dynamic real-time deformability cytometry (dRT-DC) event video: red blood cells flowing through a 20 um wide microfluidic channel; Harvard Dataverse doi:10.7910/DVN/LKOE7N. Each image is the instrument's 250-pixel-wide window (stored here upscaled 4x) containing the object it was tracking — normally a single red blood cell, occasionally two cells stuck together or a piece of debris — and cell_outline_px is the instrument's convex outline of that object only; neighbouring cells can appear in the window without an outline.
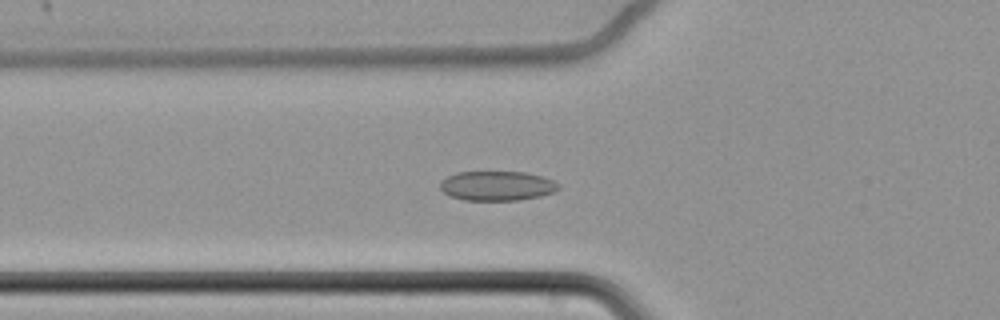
{"species": "common noctule bat (a hibernating species)", "species_latin": "Nyctalus noctula", "temperature_condition": "cold", "stored_images_in_passage": 65, "camera_frame_rate_fps": 3000, "um_per_image_px": 0.085, "animal": {"sex": "female", "body_mass_g": 22.7, "forearm_length_mm": 54.2}, "frame": {"image": 1, "passage_image": 27, "time_ms": 8.667, "image_size_px": [1000, 320], "cell_outline_px": [[560, 188], [552, 192], [540, 196], [516, 200], [464, 200], [452, 196], [444, 192], [440, 188], [440, 180], [456, 172], [524, 172], [544, 176], [560, 184]], "centroid_in_image_um": [42.25, 15.79], "position_along_channel_um": 83.6, "area_um2": 20.35}}
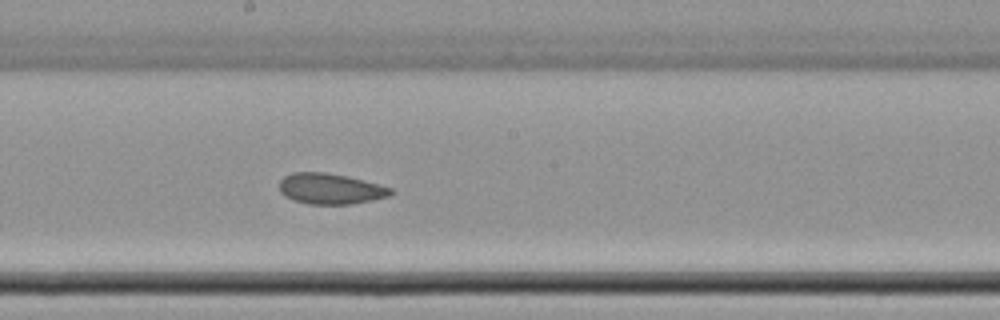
{"frame": {"image": 2, "passage_image": 39, "time_ms": 12.667, "image_size_px": [1000, 320], "cell_outline_px": [[396, 192], [388, 196], [372, 200], [352, 204], [308, 204], [284, 196], [280, 192], [280, 180], [284, 176], [292, 172], [324, 172], [348, 176], [380, 184], [392, 188]], "centroid_in_image_um": [28.11, 16.04], "position_along_channel_um": 220.1, "area_um2": 20.06}}
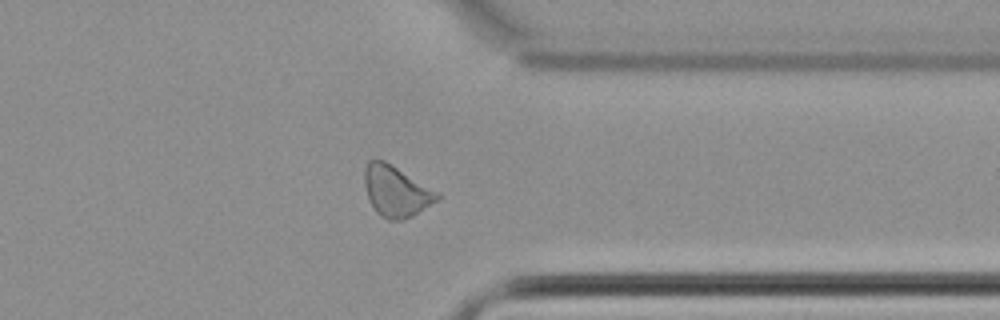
{"frame": {"image": 3, "passage_image": 53, "time_ms": 17.333, "image_size_px": [1000, 320], "cell_outline_px": [[440, 196], [436, 200], [412, 216], [404, 220], [388, 220], [380, 216], [376, 212], [368, 196], [364, 184], [364, 168], [368, 160], [384, 160], [392, 164], [440, 192]], "centroid_in_image_um": [33.66, 16.24], "position_along_channel_um": 377.7, "area_um2": 21.56}, "authors_computed_cell_mechanics": {"area_um2": 21.5594, "velocity_mm_per_s": 3.4269, "shape_relaxation_time_tau1_ms": null, "shape_relaxation_time_tau2_ms": 4.9566, "deformation_change_tau1": null, "deformation_change_tau2": 0.0806}}